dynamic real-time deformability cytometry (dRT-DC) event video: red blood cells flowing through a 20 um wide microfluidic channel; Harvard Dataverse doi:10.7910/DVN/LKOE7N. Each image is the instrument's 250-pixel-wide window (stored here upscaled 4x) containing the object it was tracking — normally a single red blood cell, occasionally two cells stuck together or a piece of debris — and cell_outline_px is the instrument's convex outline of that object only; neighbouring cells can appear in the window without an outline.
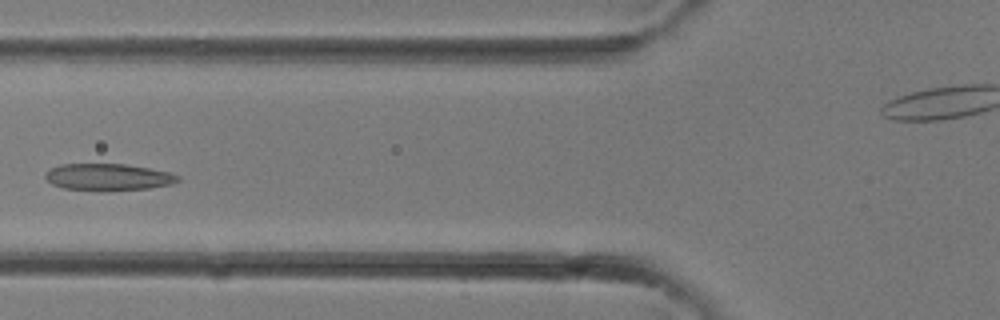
{"species": "common noctule bat (a hibernating species)", "species_latin": "Nyctalus noctula", "temperature_condition": "room temperature", "stored_images_in_passage": 26, "camera_frame_rate_fps": 3000, "um_per_image_px": 0.085, "animal": {"sex": "female"}, "frame": {"image": 1, "passage_image": 5, "time_ms": 1.333, "image_size_px": [1000, 320], "cell_outline_px": [[180, 180], [172, 184], [148, 188], [104, 192], [100, 192], [64, 188], [52, 184], [44, 176], [52, 168], [60, 164], [124, 164], [172, 172], [180, 176]], "centroid_in_image_um": [9.23, 15.07], "position_along_channel_um": 116.6, "area_um2": 20.98}}
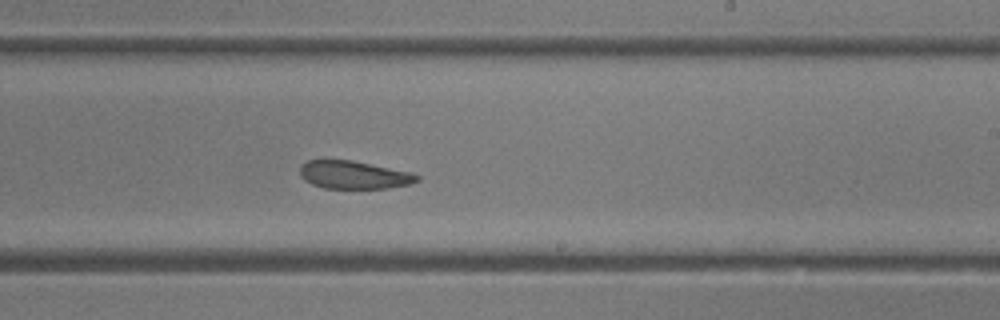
{"frame": {"image": 2, "passage_image": 12, "time_ms": 3.667, "image_size_px": [1000, 320], "cell_outline_px": [[420, 180], [408, 184], [388, 188], [324, 188], [312, 184], [304, 180], [300, 176], [300, 164], [308, 160], [352, 160], [412, 172], [420, 176]], "centroid_in_image_um": [30.07, 14.86], "position_along_channel_um": 258.9, "area_um2": 19.13}}
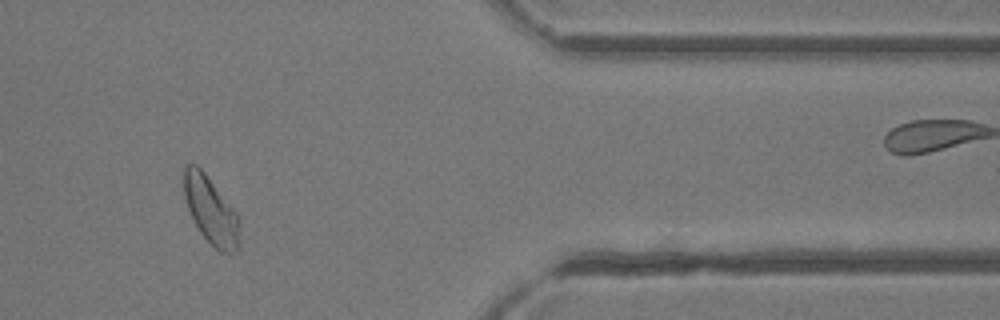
{"frame": {"image": 3, "passage_image": 20, "time_ms": 6.333, "image_size_px": [1000, 320], "cell_outline_px": [[240, 244], [236, 252], [220, 252], [200, 232], [188, 208], [184, 196], [184, 164], [196, 164], [204, 172], [236, 212], [240, 220]], "centroid_in_image_um": [17.95, 17.89], "position_along_channel_um": 393.5, "area_um2": 21.62}}